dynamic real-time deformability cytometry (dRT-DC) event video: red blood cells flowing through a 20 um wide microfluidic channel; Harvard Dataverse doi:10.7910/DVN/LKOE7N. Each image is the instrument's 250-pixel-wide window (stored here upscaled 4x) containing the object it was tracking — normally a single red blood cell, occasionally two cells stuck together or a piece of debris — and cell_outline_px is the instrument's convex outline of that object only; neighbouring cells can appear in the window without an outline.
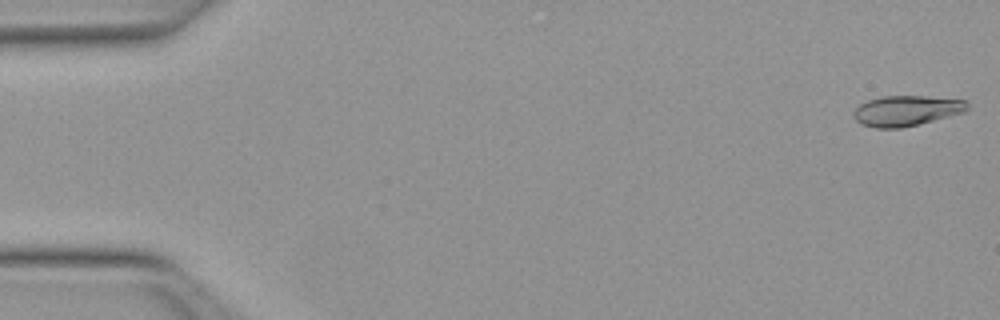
{"species": "Egyptian fruit bat (a non-hibernating species)", "species_latin": "Rousettus aegyptiacus", "temperature_condition": "warm", "stored_images_in_passage": 51, "camera_frame_rate_fps": 3000, "um_per_image_px": 0.085, "animal": {"sex": "female"}, "frame": {"image": 1, "passage_image": 1, "time_ms": 0.0, "image_size_px": [1000, 320], "cell_outline_px": [[968, 108], [964, 112], [900, 128], [876, 128], [860, 124], [852, 116], [852, 112], [860, 104], [868, 100], [880, 96], [924, 96], [968, 100]], "centroid_in_image_um": [77.0, 9.4], "position_along_channel_um": 8.0, "area_um2": 20.06}}
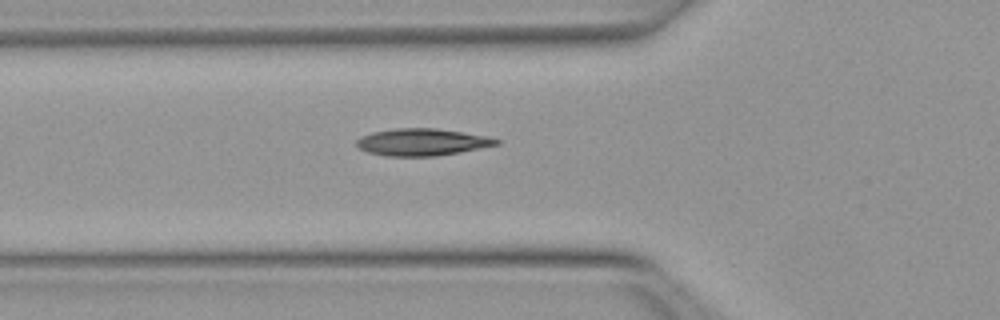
{"frame": {"image": 2, "passage_image": 18, "time_ms": 5.667, "image_size_px": [1000, 320], "cell_outline_px": [[500, 144], [460, 152], [436, 156], [388, 156], [368, 152], [360, 148], [356, 144], [356, 140], [360, 136], [372, 132], [396, 128], [436, 128], [488, 136], [500, 140]], "centroid_in_image_um": [35.88, 12.07], "position_along_channel_um": 89.9, "area_um2": 22.02}}
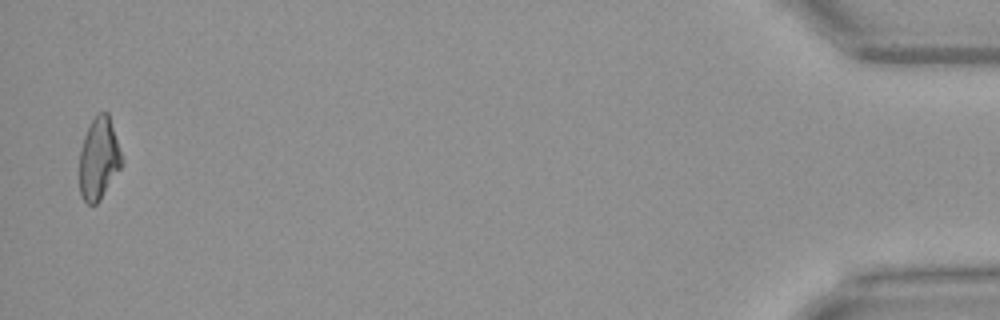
{"frame": {"image": 3, "passage_image": 50, "time_ms": 16.333, "image_size_px": [1000, 320], "cell_outline_px": [[124, 160], [120, 168], [100, 200], [96, 204], [88, 204], [80, 196], [80, 148], [84, 136], [92, 120], [100, 112], [108, 112]], "centroid_in_image_um": [8.4, 13.49], "position_along_channel_um": 426.8, "area_um2": 20.11}, "authors_computed_cell_mechanics": {"area_um2": 21.0392, "velocity_mm_per_s": 4.0241, "shape_relaxation_time_tau1_ms": 8.3185, "shape_relaxation_time_tau2_ms": 1.4391, "deformation_change_tau1": 0.2447, "deformation_change_tau2": 0.0792}}